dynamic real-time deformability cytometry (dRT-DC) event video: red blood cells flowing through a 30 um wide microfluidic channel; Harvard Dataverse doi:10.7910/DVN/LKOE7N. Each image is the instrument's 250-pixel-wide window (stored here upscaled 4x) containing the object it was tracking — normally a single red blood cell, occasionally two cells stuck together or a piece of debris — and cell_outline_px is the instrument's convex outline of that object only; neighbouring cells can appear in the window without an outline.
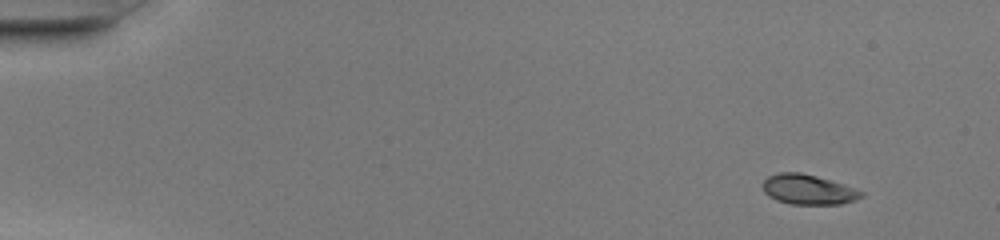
{"species": "common noctule bat (a hibernating species)", "species_latin": "Nyctalus noctula", "temperature_condition": "warm", "stored_images_in_passage": 46, "camera_frame_rate_fps": 3000, "um_per_image_px": 0.085, "animal": {"sex": "female", "body_mass_g": 20.0, "forearm_length_mm": 54.0}, "frame": {"image": 1, "passage_image": 1, "time_ms": 0.0, "image_size_px": [1000, 240], "cell_outline_px": [[864, 196], [856, 200], [840, 204], [788, 204], [776, 200], [768, 196], [764, 192], [764, 180], [768, 176], [780, 172], [800, 172], [816, 176], [864, 192]], "centroid_in_image_um": [68.67, 16.12], "position_along_channel_um": 16.3, "area_um2": 16.99}}
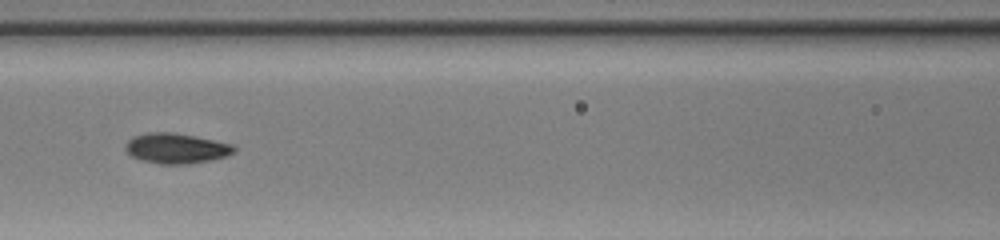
{"frame": {"image": 2, "passage_image": 20, "time_ms": 6.333, "image_size_px": [1000, 240], "cell_outline_px": [[236, 152], [228, 156], [212, 160], [188, 164], [160, 164], [140, 160], [132, 156], [124, 148], [124, 144], [132, 136], [148, 132], [172, 132], [196, 136], [236, 144]], "centroid_in_image_um": [15.02, 12.6], "position_along_channel_um": 151.6, "area_um2": 19.59}}
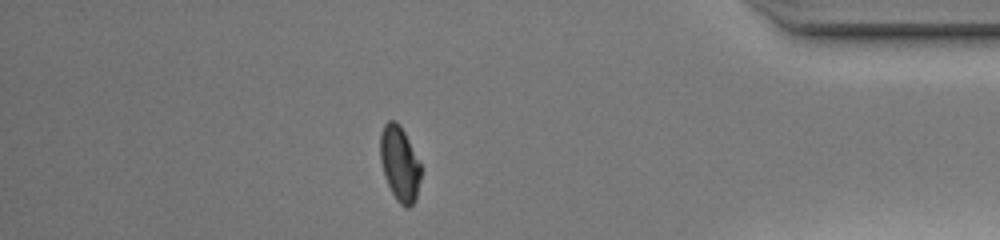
{"frame": {"image": 3, "passage_image": 40, "time_ms": 13.0, "image_size_px": [1000, 240], "cell_outline_px": [[420, 180], [416, 200], [408, 208], [404, 208], [396, 200], [384, 176], [380, 160], [380, 132], [384, 124], [388, 120], [396, 120], [400, 124], [420, 164]], "centroid_in_image_um": [33.95, 13.91], "position_along_channel_um": 401.3, "area_um2": 17.74}, "authors_computed_cell_mechanics": {"area_um2": 17.9758, "velocity_mm_per_s": 4.2281, "shape_relaxation_time_tau1_ms": 3.5916, "shape_relaxation_time_tau2_ms": 1.0392, "deformation_change_tau1": 0.1973, "deformation_change_tau2": 0.0503}}